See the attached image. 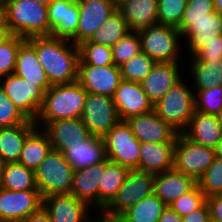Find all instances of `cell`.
Wrapping results in <instances>:
<instances>
[{"label":"cell","mask_w":222,"mask_h":222,"mask_svg":"<svg viewBox=\"0 0 222 222\" xmlns=\"http://www.w3.org/2000/svg\"><path fill=\"white\" fill-rule=\"evenodd\" d=\"M43 206L39 190L11 191L0 187V221L23 222Z\"/></svg>","instance_id":"13"},{"label":"cell","mask_w":222,"mask_h":222,"mask_svg":"<svg viewBox=\"0 0 222 222\" xmlns=\"http://www.w3.org/2000/svg\"><path fill=\"white\" fill-rule=\"evenodd\" d=\"M128 32H130V29L127 22L116 10L104 21L100 28L94 32L89 41L113 47Z\"/></svg>","instance_id":"35"},{"label":"cell","mask_w":222,"mask_h":222,"mask_svg":"<svg viewBox=\"0 0 222 222\" xmlns=\"http://www.w3.org/2000/svg\"><path fill=\"white\" fill-rule=\"evenodd\" d=\"M155 64L152 58L141 52L120 66L122 80L141 83Z\"/></svg>","instance_id":"38"},{"label":"cell","mask_w":222,"mask_h":222,"mask_svg":"<svg viewBox=\"0 0 222 222\" xmlns=\"http://www.w3.org/2000/svg\"><path fill=\"white\" fill-rule=\"evenodd\" d=\"M214 11V0H187L182 18L206 17Z\"/></svg>","instance_id":"45"},{"label":"cell","mask_w":222,"mask_h":222,"mask_svg":"<svg viewBox=\"0 0 222 222\" xmlns=\"http://www.w3.org/2000/svg\"><path fill=\"white\" fill-rule=\"evenodd\" d=\"M196 184L192 177L171 169L154 174L153 193L168 206Z\"/></svg>","instance_id":"25"},{"label":"cell","mask_w":222,"mask_h":222,"mask_svg":"<svg viewBox=\"0 0 222 222\" xmlns=\"http://www.w3.org/2000/svg\"><path fill=\"white\" fill-rule=\"evenodd\" d=\"M42 129L47 133L53 149L61 153L91 136L81 118L50 121Z\"/></svg>","instance_id":"19"},{"label":"cell","mask_w":222,"mask_h":222,"mask_svg":"<svg viewBox=\"0 0 222 222\" xmlns=\"http://www.w3.org/2000/svg\"><path fill=\"white\" fill-rule=\"evenodd\" d=\"M138 33L141 39L142 52L146 53L155 62L180 63V61H183L178 60L183 58L180 54L184 51L182 49L184 43L182 34L177 28L157 24L141 29Z\"/></svg>","instance_id":"6"},{"label":"cell","mask_w":222,"mask_h":222,"mask_svg":"<svg viewBox=\"0 0 222 222\" xmlns=\"http://www.w3.org/2000/svg\"><path fill=\"white\" fill-rule=\"evenodd\" d=\"M81 119L97 137H103L120 121L113 98L93 93H87Z\"/></svg>","instance_id":"12"},{"label":"cell","mask_w":222,"mask_h":222,"mask_svg":"<svg viewBox=\"0 0 222 222\" xmlns=\"http://www.w3.org/2000/svg\"><path fill=\"white\" fill-rule=\"evenodd\" d=\"M122 81L120 67L79 65L78 82L87 93L114 97Z\"/></svg>","instance_id":"16"},{"label":"cell","mask_w":222,"mask_h":222,"mask_svg":"<svg viewBox=\"0 0 222 222\" xmlns=\"http://www.w3.org/2000/svg\"><path fill=\"white\" fill-rule=\"evenodd\" d=\"M215 156L222 159V138L217 143L215 147Z\"/></svg>","instance_id":"52"},{"label":"cell","mask_w":222,"mask_h":222,"mask_svg":"<svg viewBox=\"0 0 222 222\" xmlns=\"http://www.w3.org/2000/svg\"><path fill=\"white\" fill-rule=\"evenodd\" d=\"M215 157V149L200 145L178 133L175 143L173 169L198 180L209 168Z\"/></svg>","instance_id":"10"},{"label":"cell","mask_w":222,"mask_h":222,"mask_svg":"<svg viewBox=\"0 0 222 222\" xmlns=\"http://www.w3.org/2000/svg\"><path fill=\"white\" fill-rule=\"evenodd\" d=\"M52 149L47 133L36 127L27 136L18 162L35 171Z\"/></svg>","instance_id":"31"},{"label":"cell","mask_w":222,"mask_h":222,"mask_svg":"<svg viewBox=\"0 0 222 222\" xmlns=\"http://www.w3.org/2000/svg\"><path fill=\"white\" fill-rule=\"evenodd\" d=\"M43 207L51 222H99L92 208L71 194H53L43 198ZM91 212V213H90Z\"/></svg>","instance_id":"14"},{"label":"cell","mask_w":222,"mask_h":222,"mask_svg":"<svg viewBox=\"0 0 222 222\" xmlns=\"http://www.w3.org/2000/svg\"><path fill=\"white\" fill-rule=\"evenodd\" d=\"M78 44L89 40L104 21L117 10L111 0H78Z\"/></svg>","instance_id":"20"},{"label":"cell","mask_w":222,"mask_h":222,"mask_svg":"<svg viewBox=\"0 0 222 222\" xmlns=\"http://www.w3.org/2000/svg\"><path fill=\"white\" fill-rule=\"evenodd\" d=\"M196 182L207 197L222 194V159L215 156L212 164Z\"/></svg>","instance_id":"41"},{"label":"cell","mask_w":222,"mask_h":222,"mask_svg":"<svg viewBox=\"0 0 222 222\" xmlns=\"http://www.w3.org/2000/svg\"><path fill=\"white\" fill-rule=\"evenodd\" d=\"M5 29V17H4V5L3 2H0V35H6Z\"/></svg>","instance_id":"51"},{"label":"cell","mask_w":222,"mask_h":222,"mask_svg":"<svg viewBox=\"0 0 222 222\" xmlns=\"http://www.w3.org/2000/svg\"><path fill=\"white\" fill-rule=\"evenodd\" d=\"M25 40L12 34H6L0 40V78L14 73L18 50Z\"/></svg>","instance_id":"37"},{"label":"cell","mask_w":222,"mask_h":222,"mask_svg":"<svg viewBox=\"0 0 222 222\" xmlns=\"http://www.w3.org/2000/svg\"><path fill=\"white\" fill-rule=\"evenodd\" d=\"M183 222H209V208L207 202L199 209L182 216Z\"/></svg>","instance_id":"48"},{"label":"cell","mask_w":222,"mask_h":222,"mask_svg":"<svg viewBox=\"0 0 222 222\" xmlns=\"http://www.w3.org/2000/svg\"><path fill=\"white\" fill-rule=\"evenodd\" d=\"M136 170L158 174L173 169L175 143L141 142Z\"/></svg>","instance_id":"23"},{"label":"cell","mask_w":222,"mask_h":222,"mask_svg":"<svg viewBox=\"0 0 222 222\" xmlns=\"http://www.w3.org/2000/svg\"><path fill=\"white\" fill-rule=\"evenodd\" d=\"M181 63H158L141 82L144 92L154 105L158 102L172 86L178 83L183 77L179 67ZM181 71V72H180Z\"/></svg>","instance_id":"21"},{"label":"cell","mask_w":222,"mask_h":222,"mask_svg":"<svg viewBox=\"0 0 222 222\" xmlns=\"http://www.w3.org/2000/svg\"><path fill=\"white\" fill-rule=\"evenodd\" d=\"M86 97L87 92L78 81L51 85L35 124L43 128L50 121L81 118Z\"/></svg>","instance_id":"2"},{"label":"cell","mask_w":222,"mask_h":222,"mask_svg":"<svg viewBox=\"0 0 222 222\" xmlns=\"http://www.w3.org/2000/svg\"><path fill=\"white\" fill-rule=\"evenodd\" d=\"M14 74L39 86L44 92L51 87L35 49L26 40L19 47Z\"/></svg>","instance_id":"27"},{"label":"cell","mask_w":222,"mask_h":222,"mask_svg":"<svg viewBox=\"0 0 222 222\" xmlns=\"http://www.w3.org/2000/svg\"><path fill=\"white\" fill-rule=\"evenodd\" d=\"M79 17L78 0H52L48 5L50 36L78 45Z\"/></svg>","instance_id":"15"},{"label":"cell","mask_w":222,"mask_h":222,"mask_svg":"<svg viewBox=\"0 0 222 222\" xmlns=\"http://www.w3.org/2000/svg\"><path fill=\"white\" fill-rule=\"evenodd\" d=\"M129 169L105 159V171L98 185V214L112 201L124 183Z\"/></svg>","instance_id":"30"},{"label":"cell","mask_w":222,"mask_h":222,"mask_svg":"<svg viewBox=\"0 0 222 222\" xmlns=\"http://www.w3.org/2000/svg\"><path fill=\"white\" fill-rule=\"evenodd\" d=\"M157 4L158 24L178 28L187 5V0H157Z\"/></svg>","instance_id":"40"},{"label":"cell","mask_w":222,"mask_h":222,"mask_svg":"<svg viewBox=\"0 0 222 222\" xmlns=\"http://www.w3.org/2000/svg\"><path fill=\"white\" fill-rule=\"evenodd\" d=\"M4 162L0 156V187H1V178H2V171H3Z\"/></svg>","instance_id":"55"},{"label":"cell","mask_w":222,"mask_h":222,"mask_svg":"<svg viewBox=\"0 0 222 222\" xmlns=\"http://www.w3.org/2000/svg\"><path fill=\"white\" fill-rule=\"evenodd\" d=\"M186 77L184 76L178 83L172 86L154 104L156 114L178 133H182L187 128L195 112V91L188 79L185 81Z\"/></svg>","instance_id":"4"},{"label":"cell","mask_w":222,"mask_h":222,"mask_svg":"<svg viewBox=\"0 0 222 222\" xmlns=\"http://www.w3.org/2000/svg\"><path fill=\"white\" fill-rule=\"evenodd\" d=\"M80 61L79 65L103 67L114 65L112 59V47L93 43L89 40L78 44Z\"/></svg>","instance_id":"36"},{"label":"cell","mask_w":222,"mask_h":222,"mask_svg":"<svg viewBox=\"0 0 222 222\" xmlns=\"http://www.w3.org/2000/svg\"><path fill=\"white\" fill-rule=\"evenodd\" d=\"M177 29L182 34L188 57L194 56L207 44L222 42V16L216 11L206 17L182 18Z\"/></svg>","instance_id":"8"},{"label":"cell","mask_w":222,"mask_h":222,"mask_svg":"<svg viewBox=\"0 0 222 222\" xmlns=\"http://www.w3.org/2000/svg\"><path fill=\"white\" fill-rule=\"evenodd\" d=\"M74 169L63 153L52 149L35 170L37 189L42 198L53 194H70Z\"/></svg>","instance_id":"7"},{"label":"cell","mask_w":222,"mask_h":222,"mask_svg":"<svg viewBox=\"0 0 222 222\" xmlns=\"http://www.w3.org/2000/svg\"><path fill=\"white\" fill-rule=\"evenodd\" d=\"M141 52V39L138 31H130L112 47L114 65L120 67Z\"/></svg>","instance_id":"39"},{"label":"cell","mask_w":222,"mask_h":222,"mask_svg":"<svg viewBox=\"0 0 222 222\" xmlns=\"http://www.w3.org/2000/svg\"><path fill=\"white\" fill-rule=\"evenodd\" d=\"M189 62V63H188ZM194 91L222 86V61H187ZM193 84V85H192Z\"/></svg>","instance_id":"32"},{"label":"cell","mask_w":222,"mask_h":222,"mask_svg":"<svg viewBox=\"0 0 222 222\" xmlns=\"http://www.w3.org/2000/svg\"><path fill=\"white\" fill-rule=\"evenodd\" d=\"M28 121L29 119L14 105L0 86V128L12 127Z\"/></svg>","instance_id":"44"},{"label":"cell","mask_w":222,"mask_h":222,"mask_svg":"<svg viewBox=\"0 0 222 222\" xmlns=\"http://www.w3.org/2000/svg\"><path fill=\"white\" fill-rule=\"evenodd\" d=\"M1 187L11 191L38 190L35 171L19 162L4 164Z\"/></svg>","instance_id":"34"},{"label":"cell","mask_w":222,"mask_h":222,"mask_svg":"<svg viewBox=\"0 0 222 222\" xmlns=\"http://www.w3.org/2000/svg\"><path fill=\"white\" fill-rule=\"evenodd\" d=\"M106 157L129 170L138 168L141 142L126 121H119L103 137Z\"/></svg>","instance_id":"9"},{"label":"cell","mask_w":222,"mask_h":222,"mask_svg":"<svg viewBox=\"0 0 222 222\" xmlns=\"http://www.w3.org/2000/svg\"><path fill=\"white\" fill-rule=\"evenodd\" d=\"M120 121L154 110L141 83L122 80L113 97Z\"/></svg>","instance_id":"18"},{"label":"cell","mask_w":222,"mask_h":222,"mask_svg":"<svg viewBox=\"0 0 222 222\" xmlns=\"http://www.w3.org/2000/svg\"><path fill=\"white\" fill-rule=\"evenodd\" d=\"M116 6L124 0H111Z\"/></svg>","instance_id":"57"},{"label":"cell","mask_w":222,"mask_h":222,"mask_svg":"<svg viewBox=\"0 0 222 222\" xmlns=\"http://www.w3.org/2000/svg\"><path fill=\"white\" fill-rule=\"evenodd\" d=\"M26 41L35 49L50 85L78 81L80 53L71 40L52 36H35Z\"/></svg>","instance_id":"1"},{"label":"cell","mask_w":222,"mask_h":222,"mask_svg":"<svg viewBox=\"0 0 222 222\" xmlns=\"http://www.w3.org/2000/svg\"><path fill=\"white\" fill-rule=\"evenodd\" d=\"M157 6V0H124L117 5V11L130 31H139L158 24Z\"/></svg>","instance_id":"26"},{"label":"cell","mask_w":222,"mask_h":222,"mask_svg":"<svg viewBox=\"0 0 222 222\" xmlns=\"http://www.w3.org/2000/svg\"><path fill=\"white\" fill-rule=\"evenodd\" d=\"M195 111L217 116L222 110V86L195 91Z\"/></svg>","instance_id":"42"},{"label":"cell","mask_w":222,"mask_h":222,"mask_svg":"<svg viewBox=\"0 0 222 222\" xmlns=\"http://www.w3.org/2000/svg\"><path fill=\"white\" fill-rule=\"evenodd\" d=\"M34 1L44 6H48L52 2V0H34Z\"/></svg>","instance_id":"54"},{"label":"cell","mask_w":222,"mask_h":222,"mask_svg":"<svg viewBox=\"0 0 222 222\" xmlns=\"http://www.w3.org/2000/svg\"><path fill=\"white\" fill-rule=\"evenodd\" d=\"M154 174L129 170L112 201L98 215L99 222H115L126 210L153 193Z\"/></svg>","instance_id":"5"},{"label":"cell","mask_w":222,"mask_h":222,"mask_svg":"<svg viewBox=\"0 0 222 222\" xmlns=\"http://www.w3.org/2000/svg\"><path fill=\"white\" fill-rule=\"evenodd\" d=\"M23 222H51V219L42 206L38 211L31 213Z\"/></svg>","instance_id":"49"},{"label":"cell","mask_w":222,"mask_h":222,"mask_svg":"<svg viewBox=\"0 0 222 222\" xmlns=\"http://www.w3.org/2000/svg\"><path fill=\"white\" fill-rule=\"evenodd\" d=\"M210 219L222 222V194L207 197Z\"/></svg>","instance_id":"47"},{"label":"cell","mask_w":222,"mask_h":222,"mask_svg":"<svg viewBox=\"0 0 222 222\" xmlns=\"http://www.w3.org/2000/svg\"><path fill=\"white\" fill-rule=\"evenodd\" d=\"M220 125L222 126V110L217 115Z\"/></svg>","instance_id":"56"},{"label":"cell","mask_w":222,"mask_h":222,"mask_svg":"<svg viewBox=\"0 0 222 222\" xmlns=\"http://www.w3.org/2000/svg\"><path fill=\"white\" fill-rule=\"evenodd\" d=\"M0 86L29 120L35 121L38 118L45 96V92L39 86L14 73L0 78Z\"/></svg>","instance_id":"11"},{"label":"cell","mask_w":222,"mask_h":222,"mask_svg":"<svg viewBox=\"0 0 222 222\" xmlns=\"http://www.w3.org/2000/svg\"><path fill=\"white\" fill-rule=\"evenodd\" d=\"M7 34L22 38L49 36L48 6L34 0H3Z\"/></svg>","instance_id":"3"},{"label":"cell","mask_w":222,"mask_h":222,"mask_svg":"<svg viewBox=\"0 0 222 222\" xmlns=\"http://www.w3.org/2000/svg\"><path fill=\"white\" fill-rule=\"evenodd\" d=\"M182 133L200 145L215 149L222 138V126L217 116L195 111Z\"/></svg>","instance_id":"24"},{"label":"cell","mask_w":222,"mask_h":222,"mask_svg":"<svg viewBox=\"0 0 222 222\" xmlns=\"http://www.w3.org/2000/svg\"><path fill=\"white\" fill-rule=\"evenodd\" d=\"M158 222H183V218L169 206H166Z\"/></svg>","instance_id":"50"},{"label":"cell","mask_w":222,"mask_h":222,"mask_svg":"<svg viewBox=\"0 0 222 222\" xmlns=\"http://www.w3.org/2000/svg\"><path fill=\"white\" fill-rule=\"evenodd\" d=\"M140 142L176 143L178 132L153 110L125 120Z\"/></svg>","instance_id":"17"},{"label":"cell","mask_w":222,"mask_h":222,"mask_svg":"<svg viewBox=\"0 0 222 222\" xmlns=\"http://www.w3.org/2000/svg\"><path fill=\"white\" fill-rule=\"evenodd\" d=\"M36 127L35 121L29 120L16 126L0 128V156L4 164L19 161L24 142Z\"/></svg>","instance_id":"29"},{"label":"cell","mask_w":222,"mask_h":222,"mask_svg":"<svg viewBox=\"0 0 222 222\" xmlns=\"http://www.w3.org/2000/svg\"><path fill=\"white\" fill-rule=\"evenodd\" d=\"M63 156L74 170L92 166L107 158L103 138L93 135L64 151Z\"/></svg>","instance_id":"28"},{"label":"cell","mask_w":222,"mask_h":222,"mask_svg":"<svg viewBox=\"0 0 222 222\" xmlns=\"http://www.w3.org/2000/svg\"><path fill=\"white\" fill-rule=\"evenodd\" d=\"M105 171V160L83 169L74 170L70 194L86 202L98 212V185Z\"/></svg>","instance_id":"22"},{"label":"cell","mask_w":222,"mask_h":222,"mask_svg":"<svg viewBox=\"0 0 222 222\" xmlns=\"http://www.w3.org/2000/svg\"><path fill=\"white\" fill-rule=\"evenodd\" d=\"M215 11L222 16V0H214Z\"/></svg>","instance_id":"53"},{"label":"cell","mask_w":222,"mask_h":222,"mask_svg":"<svg viewBox=\"0 0 222 222\" xmlns=\"http://www.w3.org/2000/svg\"><path fill=\"white\" fill-rule=\"evenodd\" d=\"M166 206L152 193L126 210L115 222H158Z\"/></svg>","instance_id":"33"},{"label":"cell","mask_w":222,"mask_h":222,"mask_svg":"<svg viewBox=\"0 0 222 222\" xmlns=\"http://www.w3.org/2000/svg\"><path fill=\"white\" fill-rule=\"evenodd\" d=\"M190 61H222V42H212L199 50Z\"/></svg>","instance_id":"46"},{"label":"cell","mask_w":222,"mask_h":222,"mask_svg":"<svg viewBox=\"0 0 222 222\" xmlns=\"http://www.w3.org/2000/svg\"><path fill=\"white\" fill-rule=\"evenodd\" d=\"M206 201L207 196L196 184L190 191L180 196L168 206L182 217L201 208Z\"/></svg>","instance_id":"43"}]
</instances>
